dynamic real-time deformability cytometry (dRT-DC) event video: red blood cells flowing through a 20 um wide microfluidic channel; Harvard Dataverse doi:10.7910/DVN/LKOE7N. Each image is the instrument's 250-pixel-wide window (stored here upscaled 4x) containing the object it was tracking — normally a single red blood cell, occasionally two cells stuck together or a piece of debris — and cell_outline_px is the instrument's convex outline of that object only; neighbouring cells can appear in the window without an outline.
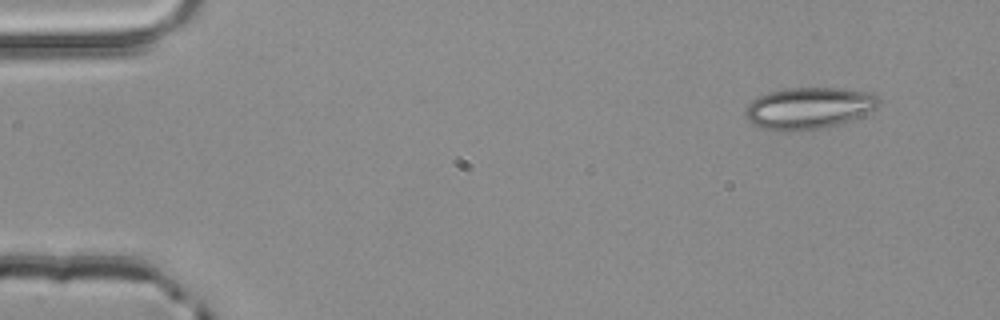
{"species": "common noctule bat (a hibernating species)", "species_latin": "Nyctalus noctula", "temperature_condition": "room temperature", "stored_images_in_passage": 3, "camera_frame_rate_fps": 3000, "um_per_image_px": 0.085, "animal": {"sex": "male", "body_mass_g": 20.4}, "frame": {"image": 1, "passage_image": 1, "time_ms": 0.0, "image_size_px": [1000, 320], "cell_outline_px": [[880, 104], [876, 108], [856, 120], [820, 128], [780, 132], [764, 128], [752, 124], [744, 116], [744, 108], [756, 96], [768, 92], [788, 88], [836, 88], [872, 92], [880, 100]], "centroid_in_image_um": [68.74, 9.19], "position_along_channel_um": 16.3, "area_um2": 32.77}}